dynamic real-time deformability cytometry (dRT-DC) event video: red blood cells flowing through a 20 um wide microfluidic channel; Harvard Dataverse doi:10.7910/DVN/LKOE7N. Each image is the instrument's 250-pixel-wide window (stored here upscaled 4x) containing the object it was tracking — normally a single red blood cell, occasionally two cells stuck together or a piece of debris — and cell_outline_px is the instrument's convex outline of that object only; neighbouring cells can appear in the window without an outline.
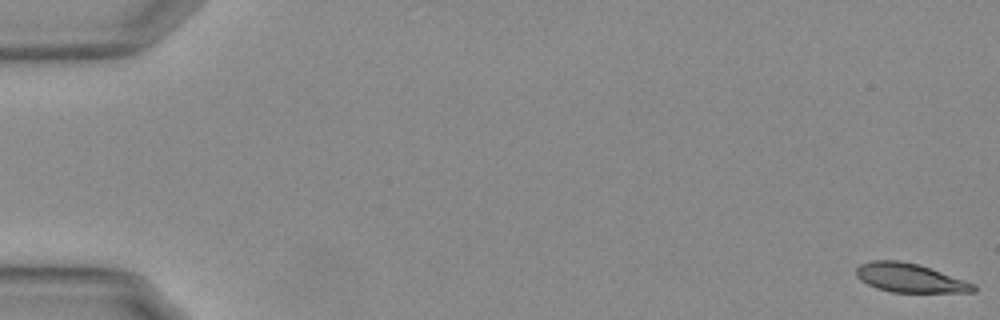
{"species": "Egyptian fruit bat (a non-hibernating species)", "species_latin": "Rousettus aegyptiacus", "temperature_condition": "warm", "stored_images_in_passage": 11, "camera_frame_rate_fps": 3000, "um_per_image_px": 0.085, "animal": {"sex": "female"}, "frame": {"image": 1, "passage_image": 1, "time_ms": 0.0, "image_size_px": [1000, 320], "cell_outline_px": [[976, 292], [892, 292], [876, 288], [860, 280], [856, 276], [856, 268], [860, 264], [872, 260], [900, 260], [920, 264], [976, 284]], "centroid_in_image_um": [77.34, 23.61], "position_along_channel_um": 7.7, "area_um2": 19.88}}